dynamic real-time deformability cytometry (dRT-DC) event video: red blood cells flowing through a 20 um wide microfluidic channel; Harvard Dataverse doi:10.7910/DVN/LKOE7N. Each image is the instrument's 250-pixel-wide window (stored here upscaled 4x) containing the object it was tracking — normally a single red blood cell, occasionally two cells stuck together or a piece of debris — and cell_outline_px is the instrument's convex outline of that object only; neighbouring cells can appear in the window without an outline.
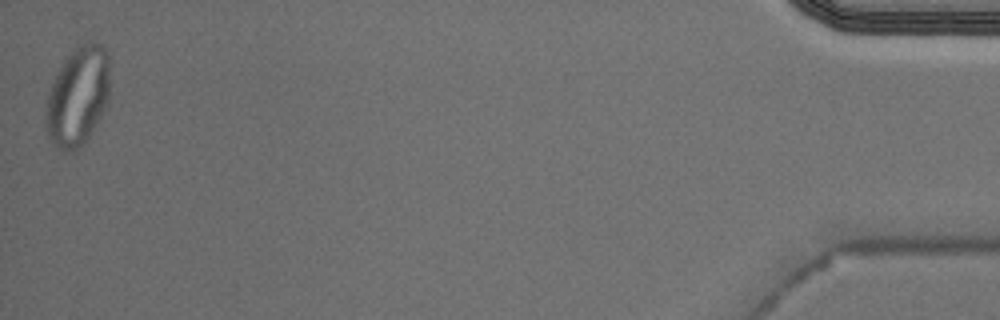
{"species": "Egyptian fruit bat (a non-hibernating species)", "species_latin": "Rousettus aegyptiacus", "temperature_condition": "cold", "stored_images_in_passage": 40, "camera_frame_rate_fps": 3000, "um_per_image_px": 0.085, "animal": {"sex": "male"}, "frame": {"image": 1, "passage_image": 40, "time_ms": 13.0, "image_size_px": [1000, 320], "cell_outline_px": [[108, 100], [104, 108], [84, 144], [72, 152], [64, 152], [48, 136], [44, 116], [44, 108], [52, 84], [60, 68], [68, 56], [80, 44], [88, 40], [100, 44], [108, 52]], "centroid_in_image_um": [6.6, 8.19], "position_along_channel_um": 428.6, "area_um2": 36.41}, "authors_computed_cell_mechanics": {"area_um2": 22.2241, "velocity_mm_per_s": 3.6688, "shape_relaxation_time_tau1_ms": null, "shape_relaxation_time_tau2_ms": 1.2179, "deformation_change_tau1": null, "deformation_change_tau2": 0.0493}}